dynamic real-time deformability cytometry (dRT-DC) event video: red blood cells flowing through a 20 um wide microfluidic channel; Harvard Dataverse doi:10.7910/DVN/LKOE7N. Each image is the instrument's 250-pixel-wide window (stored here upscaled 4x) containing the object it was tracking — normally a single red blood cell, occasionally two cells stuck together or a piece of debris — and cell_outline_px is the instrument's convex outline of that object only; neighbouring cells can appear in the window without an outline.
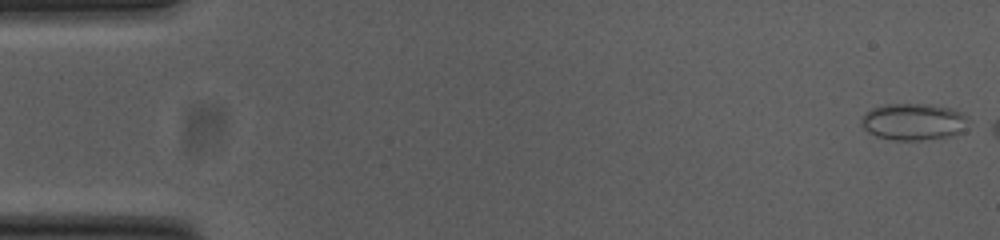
{"species": "common noctule bat (a hibernating species)", "species_latin": "Nyctalus noctula", "temperature_condition": "cold", "stored_images_in_passage": 7, "camera_frame_rate_fps": 3000, "um_per_image_px": 0.085, "animal": {"sex": "female", "body_mass_g": 23.0, "forearm_length_mm": 53.4}, "frame": {"image": 1, "passage_image": 1, "time_ms": 0.0, "image_size_px": [1000, 240], "cell_outline_px": [[972, 120], [964, 132], [948, 136], [920, 140], [892, 140], [876, 136], [868, 132], [860, 124], [860, 116], [864, 112], [872, 108], [884, 104], [928, 104], [952, 108], [968, 116]], "centroid_in_image_um": [77.66, 10.34], "position_along_channel_um": 7.3, "area_um2": 23.47}}